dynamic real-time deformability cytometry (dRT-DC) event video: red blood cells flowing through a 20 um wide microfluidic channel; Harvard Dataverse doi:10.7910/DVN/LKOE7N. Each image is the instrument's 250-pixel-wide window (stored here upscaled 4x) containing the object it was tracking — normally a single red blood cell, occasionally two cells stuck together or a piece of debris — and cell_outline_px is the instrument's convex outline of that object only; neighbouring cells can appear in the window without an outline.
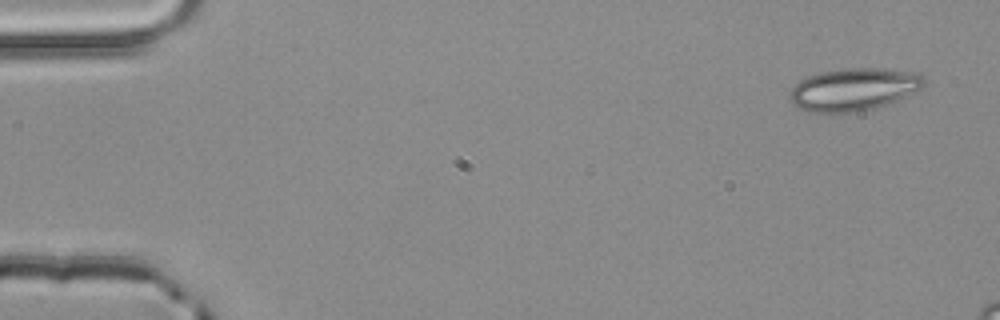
{"species": "common noctule bat (a hibernating species)", "species_latin": "Nyctalus noctula", "temperature_condition": "room temperature", "stored_images_in_passage": 3, "camera_frame_rate_fps": 3000, "um_per_image_px": 0.085, "animal": {"sex": "male", "body_mass_g": 20.4}, "frame": {"image": 1, "passage_image": 3, "time_ms": 0.667, "image_size_px": [1000, 320], "cell_outline_px": [[924, 84], [920, 88], [888, 104], [864, 112], [808, 112], [796, 108], [792, 104], [788, 96], [788, 92], [800, 80], [808, 76], [824, 72], [848, 68], [876, 68], [920, 72], [924, 76]], "centroid_in_image_um": [72.54, 7.61], "position_along_channel_um": 12.5, "area_um2": 33.41}}